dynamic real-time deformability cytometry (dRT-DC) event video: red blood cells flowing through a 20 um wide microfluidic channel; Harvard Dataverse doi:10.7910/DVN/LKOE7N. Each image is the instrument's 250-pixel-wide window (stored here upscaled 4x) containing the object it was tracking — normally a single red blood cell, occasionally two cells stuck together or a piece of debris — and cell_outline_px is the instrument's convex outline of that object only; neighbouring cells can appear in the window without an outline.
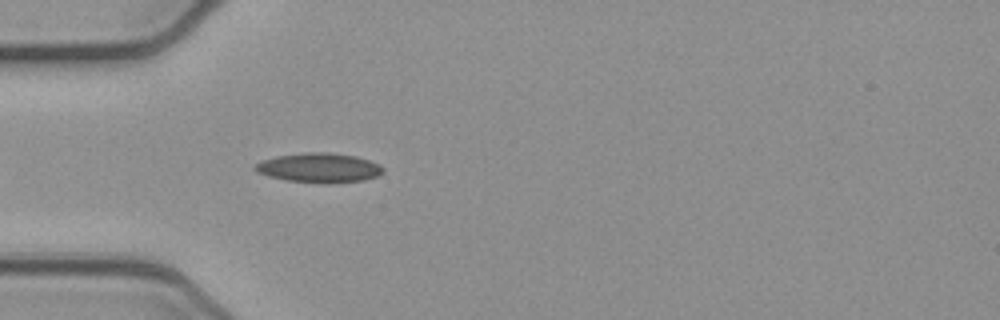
{"species": "common noctule bat (a hibernating species)", "species_latin": "Nyctalus noctula", "temperature_condition": "cold", "stored_images_in_passage": 10, "camera_frame_rate_fps": 3000, "um_per_image_px": 0.085, "animal": {"sex": "female", "body_mass_g": 21.9}, "frame": {"image": 1, "passage_image": 4, "time_ms": 1.0, "image_size_px": [1000, 320], "cell_outline_px": [[384, 172], [376, 176], [364, 180], [328, 184], [288, 180], [268, 176], [256, 172], [252, 168], [256, 164], [264, 160], [276, 156], [304, 152], [324, 152], [356, 156], [380, 164], [384, 168]], "centroid_in_image_um": [27.13, 14.26], "position_along_channel_um": 57.9, "area_um2": 22.02}}
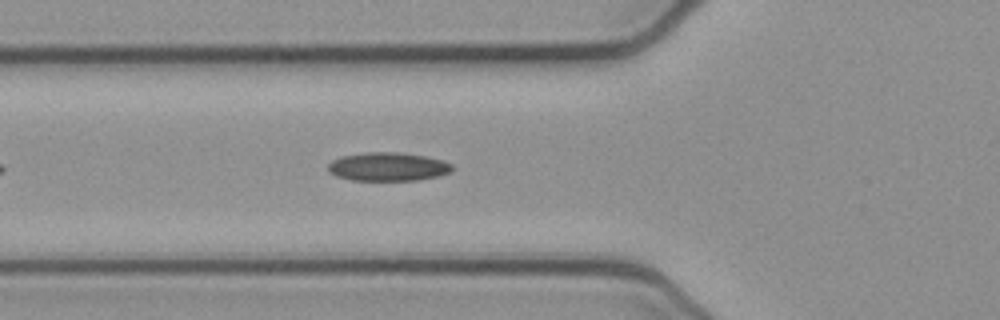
{"frame": {"image": 2, "passage_image": 7, "time_ms": 2.0, "image_size_px": [1000, 320], "cell_outline_px": [[456, 168], [452, 172], [440, 176], [420, 180], [348, 180], [336, 176], [328, 172], [328, 164], [332, 160], [340, 156], [368, 152], [396, 152], [424, 156], [444, 160], [452, 164]], "centroid_in_image_um": [33.0, 14.18], "position_along_channel_um": 92.8, "area_um2": 20.98}}